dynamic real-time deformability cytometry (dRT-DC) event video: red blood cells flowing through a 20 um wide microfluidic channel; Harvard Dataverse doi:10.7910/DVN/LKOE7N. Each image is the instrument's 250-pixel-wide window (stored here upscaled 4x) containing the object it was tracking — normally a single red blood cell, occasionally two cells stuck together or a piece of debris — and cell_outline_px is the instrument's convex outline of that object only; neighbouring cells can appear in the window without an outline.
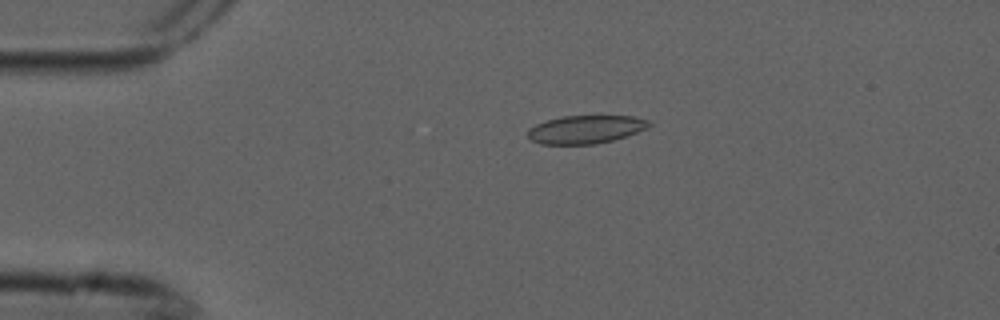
{"species": "common noctule bat (a hibernating species)", "species_latin": "Nyctalus noctula", "temperature_condition": "cold", "stored_images_in_passage": 2, "camera_frame_rate_fps": 3000, "um_per_image_px": 0.085, "animal": {"sex": "male", "forearm_length_mm": 52.5}, "frame": {"image": 1, "passage_image": 1, "time_ms": 0.0, "image_size_px": [1000, 320], "cell_outline_px": [[652, 124], [628, 136], [596, 144], [540, 144], [532, 140], [528, 136], [528, 128], [536, 124], [548, 120], [564, 116], [632, 116], [648, 120]], "centroid_in_image_um": [49.77, 11.0], "position_along_channel_um": 35.2, "area_um2": 19.71}}